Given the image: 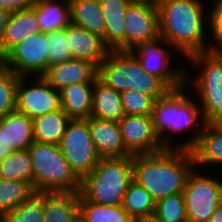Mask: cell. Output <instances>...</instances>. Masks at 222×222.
Segmentation results:
<instances>
[{
    "instance_id": "obj_33",
    "label": "cell",
    "mask_w": 222,
    "mask_h": 222,
    "mask_svg": "<svg viewBox=\"0 0 222 222\" xmlns=\"http://www.w3.org/2000/svg\"><path fill=\"white\" fill-rule=\"evenodd\" d=\"M152 219L155 222H188L184 194H172L156 201Z\"/></svg>"
},
{
    "instance_id": "obj_8",
    "label": "cell",
    "mask_w": 222,
    "mask_h": 222,
    "mask_svg": "<svg viewBox=\"0 0 222 222\" xmlns=\"http://www.w3.org/2000/svg\"><path fill=\"white\" fill-rule=\"evenodd\" d=\"M64 158L72 170L82 179L99 163L88 119H71L59 144Z\"/></svg>"
},
{
    "instance_id": "obj_30",
    "label": "cell",
    "mask_w": 222,
    "mask_h": 222,
    "mask_svg": "<svg viewBox=\"0 0 222 222\" xmlns=\"http://www.w3.org/2000/svg\"><path fill=\"white\" fill-rule=\"evenodd\" d=\"M0 178L25 181L33 187V168L28 149L13 151L4 160L0 161Z\"/></svg>"
},
{
    "instance_id": "obj_39",
    "label": "cell",
    "mask_w": 222,
    "mask_h": 222,
    "mask_svg": "<svg viewBox=\"0 0 222 222\" xmlns=\"http://www.w3.org/2000/svg\"><path fill=\"white\" fill-rule=\"evenodd\" d=\"M209 14V26H222V0H214Z\"/></svg>"
},
{
    "instance_id": "obj_40",
    "label": "cell",
    "mask_w": 222,
    "mask_h": 222,
    "mask_svg": "<svg viewBox=\"0 0 222 222\" xmlns=\"http://www.w3.org/2000/svg\"><path fill=\"white\" fill-rule=\"evenodd\" d=\"M9 17L10 13L0 8V59H1V39Z\"/></svg>"
},
{
    "instance_id": "obj_35",
    "label": "cell",
    "mask_w": 222,
    "mask_h": 222,
    "mask_svg": "<svg viewBox=\"0 0 222 222\" xmlns=\"http://www.w3.org/2000/svg\"><path fill=\"white\" fill-rule=\"evenodd\" d=\"M125 115L152 116L156 100L145 93L127 90L120 93Z\"/></svg>"
},
{
    "instance_id": "obj_4",
    "label": "cell",
    "mask_w": 222,
    "mask_h": 222,
    "mask_svg": "<svg viewBox=\"0 0 222 222\" xmlns=\"http://www.w3.org/2000/svg\"><path fill=\"white\" fill-rule=\"evenodd\" d=\"M132 180V156L101 158L96 167L81 179L79 198L103 205H122Z\"/></svg>"
},
{
    "instance_id": "obj_17",
    "label": "cell",
    "mask_w": 222,
    "mask_h": 222,
    "mask_svg": "<svg viewBox=\"0 0 222 222\" xmlns=\"http://www.w3.org/2000/svg\"><path fill=\"white\" fill-rule=\"evenodd\" d=\"M68 43L73 59L88 61L97 68L110 52L102 37L72 23L68 25Z\"/></svg>"
},
{
    "instance_id": "obj_29",
    "label": "cell",
    "mask_w": 222,
    "mask_h": 222,
    "mask_svg": "<svg viewBox=\"0 0 222 222\" xmlns=\"http://www.w3.org/2000/svg\"><path fill=\"white\" fill-rule=\"evenodd\" d=\"M79 219L83 222H132L134 220L122 205H103L88 200H80Z\"/></svg>"
},
{
    "instance_id": "obj_13",
    "label": "cell",
    "mask_w": 222,
    "mask_h": 222,
    "mask_svg": "<svg viewBox=\"0 0 222 222\" xmlns=\"http://www.w3.org/2000/svg\"><path fill=\"white\" fill-rule=\"evenodd\" d=\"M25 79L26 77H20L18 80L16 111L33 119L61 109L60 91L51 86L42 76L36 77L32 86L27 85Z\"/></svg>"
},
{
    "instance_id": "obj_24",
    "label": "cell",
    "mask_w": 222,
    "mask_h": 222,
    "mask_svg": "<svg viewBox=\"0 0 222 222\" xmlns=\"http://www.w3.org/2000/svg\"><path fill=\"white\" fill-rule=\"evenodd\" d=\"M93 85L73 84L60 91L61 108L71 119H88L91 116Z\"/></svg>"
},
{
    "instance_id": "obj_42",
    "label": "cell",
    "mask_w": 222,
    "mask_h": 222,
    "mask_svg": "<svg viewBox=\"0 0 222 222\" xmlns=\"http://www.w3.org/2000/svg\"><path fill=\"white\" fill-rule=\"evenodd\" d=\"M12 152L13 150H11L10 147H5L2 144H0V161L4 160Z\"/></svg>"
},
{
    "instance_id": "obj_44",
    "label": "cell",
    "mask_w": 222,
    "mask_h": 222,
    "mask_svg": "<svg viewBox=\"0 0 222 222\" xmlns=\"http://www.w3.org/2000/svg\"><path fill=\"white\" fill-rule=\"evenodd\" d=\"M132 1H146V2H151L156 4L158 2V0H132Z\"/></svg>"
},
{
    "instance_id": "obj_27",
    "label": "cell",
    "mask_w": 222,
    "mask_h": 222,
    "mask_svg": "<svg viewBox=\"0 0 222 222\" xmlns=\"http://www.w3.org/2000/svg\"><path fill=\"white\" fill-rule=\"evenodd\" d=\"M70 120L62 108L33 118L34 141L59 145Z\"/></svg>"
},
{
    "instance_id": "obj_31",
    "label": "cell",
    "mask_w": 222,
    "mask_h": 222,
    "mask_svg": "<svg viewBox=\"0 0 222 222\" xmlns=\"http://www.w3.org/2000/svg\"><path fill=\"white\" fill-rule=\"evenodd\" d=\"M33 193L35 190L28 182L0 178V217L26 201Z\"/></svg>"
},
{
    "instance_id": "obj_32",
    "label": "cell",
    "mask_w": 222,
    "mask_h": 222,
    "mask_svg": "<svg viewBox=\"0 0 222 222\" xmlns=\"http://www.w3.org/2000/svg\"><path fill=\"white\" fill-rule=\"evenodd\" d=\"M44 192L33 193L16 208L7 211L1 218L3 222H43Z\"/></svg>"
},
{
    "instance_id": "obj_20",
    "label": "cell",
    "mask_w": 222,
    "mask_h": 222,
    "mask_svg": "<svg viewBox=\"0 0 222 222\" xmlns=\"http://www.w3.org/2000/svg\"><path fill=\"white\" fill-rule=\"evenodd\" d=\"M132 0H99L105 18V45L125 51V12Z\"/></svg>"
},
{
    "instance_id": "obj_15",
    "label": "cell",
    "mask_w": 222,
    "mask_h": 222,
    "mask_svg": "<svg viewBox=\"0 0 222 222\" xmlns=\"http://www.w3.org/2000/svg\"><path fill=\"white\" fill-rule=\"evenodd\" d=\"M196 128L190 139L174 144L173 148L190 150L195 166L222 164V126L201 121Z\"/></svg>"
},
{
    "instance_id": "obj_14",
    "label": "cell",
    "mask_w": 222,
    "mask_h": 222,
    "mask_svg": "<svg viewBox=\"0 0 222 222\" xmlns=\"http://www.w3.org/2000/svg\"><path fill=\"white\" fill-rule=\"evenodd\" d=\"M118 125L124 146L132 155L153 154L165 149L154 129L152 116L124 115Z\"/></svg>"
},
{
    "instance_id": "obj_6",
    "label": "cell",
    "mask_w": 222,
    "mask_h": 222,
    "mask_svg": "<svg viewBox=\"0 0 222 222\" xmlns=\"http://www.w3.org/2000/svg\"><path fill=\"white\" fill-rule=\"evenodd\" d=\"M185 90L186 86L171 90L165 97L157 99L154 104L153 125L164 148H173L171 141H168V135L164 134L166 131L180 134L203 121L199 103L190 100Z\"/></svg>"
},
{
    "instance_id": "obj_1",
    "label": "cell",
    "mask_w": 222,
    "mask_h": 222,
    "mask_svg": "<svg viewBox=\"0 0 222 222\" xmlns=\"http://www.w3.org/2000/svg\"><path fill=\"white\" fill-rule=\"evenodd\" d=\"M132 164L133 180L155 201L183 193L189 173L195 168L191 151L180 148L132 155Z\"/></svg>"
},
{
    "instance_id": "obj_10",
    "label": "cell",
    "mask_w": 222,
    "mask_h": 222,
    "mask_svg": "<svg viewBox=\"0 0 222 222\" xmlns=\"http://www.w3.org/2000/svg\"><path fill=\"white\" fill-rule=\"evenodd\" d=\"M195 168L187 178L184 197L188 222H209L222 202V183L212 177L197 174Z\"/></svg>"
},
{
    "instance_id": "obj_26",
    "label": "cell",
    "mask_w": 222,
    "mask_h": 222,
    "mask_svg": "<svg viewBox=\"0 0 222 222\" xmlns=\"http://www.w3.org/2000/svg\"><path fill=\"white\" fill-rule=\"evenodd\" d=\"M71 23L85 28L103 38L105 43V18L99 0H69Z\"/></svg>"
},
{
    "instance_id": "obj_16",
    "label": "cell",
    "mask_w": 222,
    "mask_h": 222,
    "mask_svg": "<svg viewBox=\"0 0 222 222\" xmlns=\"http://www.w3.org/2000/svg\"><path fill=\"white\" fill-rule=\"evenodd\" d=\"M42 77L61 91L73 84L94 83L98 77V68L88 61L71 59L49 66Z\"/></svg>"
},
{
    "instance_id": "obj_11",
    "label": "cell",
    "mask_w": 222,
    "mask_h": 222,
    "mask_svg": "<svg viewBox=\"0 0 222 222\" xmlns=\"http://www.w3.org/2000/svg\"><path fill=\"white\" fill-rule=\"evenodd\" d=\"M163 44L171 46L160 36L157 39L139 44L131 52L139 60L145 72L160 78L171 90L187 86L188 80H190L188 78L190 77L189 72L185 71L184 67L171 69V65H169L171 62L170 52L160 46Z\"/></svg>"
},
{
    "instance_id": "obj_41",
    "label": "cell",
    "mask_w": 222,
    "mask_h": 222,
    "mask_svg": "<svg viewBox=\"0 0 222 222\" xmlns=\"http://www.w3.org/2000/svg\"><path fill=\"white\" fill-rule=\"evenodd\" d=\"M209 222H222V202L215 209Z\"/></svg>"
},
{
    "instance_id": "obj_37",
    "label": "cell",
    "mask_w": 222,
    "mask_h": 222,
    "mask_svg": "<svg viewBox=\"0 0 222 222\" xmlns=\"http://www.w3.org/2000/svg\"><path fill=\"white\" fill-rule=\"evenodd\" d=\"M35 0H0V8L8 13H16L34 6Z\"/></svg>"
},
{
    "instance_id": "obj_22",
    "label": "cell",
    "mask_w": 222,
    "mask_h": 222,
    "mask_svg": "<svg viewBox=\"0 0 222 222\" xmlns=\"http://www.w3.org/2000/svg\"><path fill=\"white\" fill-rule=\"evenodd\" d=\"M79 203V192H44L43 222H76Z\"/></svg>"
},
{
    "instance_id": "obj_7",
    "label": "cell",
    "mask_w": 222,
    "mask_h": 222,
    "mask_svg": "<svg viewBox=\"0 0 222 222\" xmlns=\"http://www.w3.org/2000/svg\"><path fill=\"white\" fill-rule=\"evenodd\" d=\"M187 59L200 68L203 66L193 85L200 95L202 120L218 123L222 119V56L205 51L194 53Z\"/></svg>"
},
{
    "instance_id": "obj_19",
    "label": "cell",
    "mask_w": 222,
    "mask_h": 222,
    "mask_svg": "<svg viewBox=\"0 0 222 222\" xmlns=\"http://www.w3.org/2000/svg\"><path fill=\"white\" fill-rule=\"evenodd\" d=\"M34 142L33 121L16 110L0 119V144L13 151L28 149Z\"/></svg>"
},
{
    "instance_id": "obj_45",
    "label": "cell",
    "mask_w": 222,
    "mask_h": 222,
    "mask_svg": "<svg viewBox=\"0 0 222 222\" xmlns=\"http://www.w3.org/2000/svg\"><path fill=\"white\" fill-rule=\"evenodd\" d=\"M218 123L222 126V119Z\"/></svg>"
},
{
    "instance_id": "obj_21",
    "label": "cell",
    "mask_w": 222,
    "mask_h": 222,
    "mask_svg": "<svg viewBox=\"0 0 222 222\" xmlns=\"http://www.w3.org/2000/svg\"><path fill=\"white\" fill-rule=\"evenodd\" d=\"M41 32L35 6L11 13L1 39V58L15 45L31 34Z\"/></svg>"
},
{
    "instance_id": "obj_3",
    "label": "cell",
    "mask_w": 222,
    "mask_h": 222,
    "mask_svg": "<svg viewBox=\"0 0 222 222\" xmlns=\"http://www.w3.org/2000/svg\"><path fill=\"white\" fill-rule=\"evenodd\" d=\"M98 78L119 93L136 90L155 100L171 91L160 78L145 72L131 51L110 50L98 67Z\"/></svg>"
},
{
    "instance_id": "obj_36",
    "label": "cell",
    "mask_w": 222,
    "mask_h": 222,
    "mask_svg": "<svg viewBox=\"0 0 222 222\" xmlns=\"http://www.w3.org/2000/svg\"><path fill=\"white\" fill-rule=\"evenodd\" d=\"M47 43L50 46L48 51V67L73 59L68 43V26L47 33Z\"/></svg>"
},
{
    "instance_id": "obj_5",
    "label": "cell",
    "mask_w": 222,
    "mask_h": 222,
    "mask_svg": "<svg viewBox=\"0 0 222 222\" xmlns=\"http://www.w3.org/2000/svg\"><path fill=\"white\" fill-rule=\"evenodd\" d=\"M35 192H79L81 179L64 158L59 145L34 141L28 148Z\"/></svg>"
},
{
    "instance_id": "obj_43",
    "label": "cell",
    "mask_w": 222,
    "mask_h": 222,
    "mask_svg": "<svg viewBox=\"0 0 222 222\" xmlns=\"http://www.w3.org/2000/svg\"><path fill=\"white\" fill-rule=\"evenodd\" d=\"M132 222H155L153 219H139L133 220Z\"/></svg>"
},
{
    "instance_id": "obj_34",
    "label": "cell",
    "mask_w": 222,
    "mask_h": 222,
    "mask_svg": "<svg viewBox=\"0 0 222 222\" xmlns=\"http://www.w3.org/2000/svg\"><path fill=\"white\" fill-rule=\"evenodd\" d=\"M19 78L0 63V119L15 110Z\"/></svg>"
},
{
    "instance_id": "obj_38",
    "label": "cell",
    "mask_w": 222,
    "mask_h": 222,
    "mask_svg": "<svg viewBox=\"0 0 222 222\" xmlns=\"http://www.w3.org/2000/svg\"><path fill=\"white\" fill-rule=\"evenodd\" d=\"M209 30V32L211 33L210 35L217 43H215L216 45L212 44V46L208 45L209 48L207 49V51L222 56V26H209Z\"/></svg>"
},
{
    "instance_id": "obj_2",
    "label": "cell",
    "mask_w": 222,
    "mask_h": 222,
    "mask_svg": "<svg viewBox=\"0 0 222 222\" xmlns=\"http://www.w3.org/2000/svg\"><path fill=\"white\" fill-rule=\"evenodd\" d=\"M201 0H158L160 36L179 50L185 58L208 49L204 30L209 14L204 17ZM207 18V19H205ZM207 20V21H205Z\"/></svg>"
},
{
    "instance_id": "obj_18",
    "label": "cell",
    "mask_w": 222,
    "mask_h": 222,
    "mask_svg": "<svg viewBox=\"0 0 222 222\" xmlns=\"http://www.w3.org/2000/svg\"><path fill=\"white\" fill-rule=\"evenodd\" d=\"M89 127L101 158L132 156L124 146L118 122L89 117Z\"/></svg>"
},
{
    "instance_id": "obj_23",
    "label": "cell",
    "mask_w": 222,
    "mask_h": 222,
    "mask_svg": "<svg viewBox=\"0 0 222 222\" xmlns=\"http://www.w3.org/2000/svg\"><path fill=\"white\" fill-rule=\"evenodd\" d=\"M124 115L120 93L103 83L97 77L93 85L90 117L118 122Z\"/></svg>"
},
{
    "instance_id": "obj_9",
    "label": "cell",
    "mask_w": 222,
    "mask_h": 222,
    "mask_svg": "<svg viewBox=\"0 0 222 222\" xmlns=\"http://www.w3.org/2000/svg\"><path fill=\"white\" fill-rule=\"evenodd\" d=\"M47 33L31 34L11 48L0 63L20 77L42 76L48 68Z\"/></svg>"
},
{
    "instance_id": "obj_12",
    "label": "cell",
    "mask_w": 222,
    "mask_h": 222,
    "mask_svg": "<svg viewBox=\"0 0 222 222\" xmlns=\"http://www.w3.org/2000/svg\"><path fill=\"white\" fill-rule=\"evenodd\" d=\"M125 51H132L139 44L157 39L159 12L157 4L131 1L125 12Z\"/></svg>"
},
{
    "instance_id": "obj_25",
    "label": "cell",
    "mask_w": 222,
    "mask_h": 222,
    "mask_svg": "<svg viewBox=\"0 0 222 222\" xmlns=\"http://www.w3.org/2000/svg\"><path fill=\"white\" fill-rule=\"evenodd\" d=\"M35 0V13L42 32L66 28L71 23L69 0Z\"/></svg>"
},
{
    "instance_id": "obj_28",
    "label": "cell",
    "mask_w": 222,
    "mask_h": 222,
    "mask_svg": "<svg viewBox=\"0 0 222 222\" xmlns=\"http://www.w3.org/2000/svg\"><path fill=\"white\" fill-rule=\"evenodd\" d=\"M156 201L135 180H132L127 187L123 197V209L134 219H152L155 212Z\"/></svg>"
}]
</instances>
